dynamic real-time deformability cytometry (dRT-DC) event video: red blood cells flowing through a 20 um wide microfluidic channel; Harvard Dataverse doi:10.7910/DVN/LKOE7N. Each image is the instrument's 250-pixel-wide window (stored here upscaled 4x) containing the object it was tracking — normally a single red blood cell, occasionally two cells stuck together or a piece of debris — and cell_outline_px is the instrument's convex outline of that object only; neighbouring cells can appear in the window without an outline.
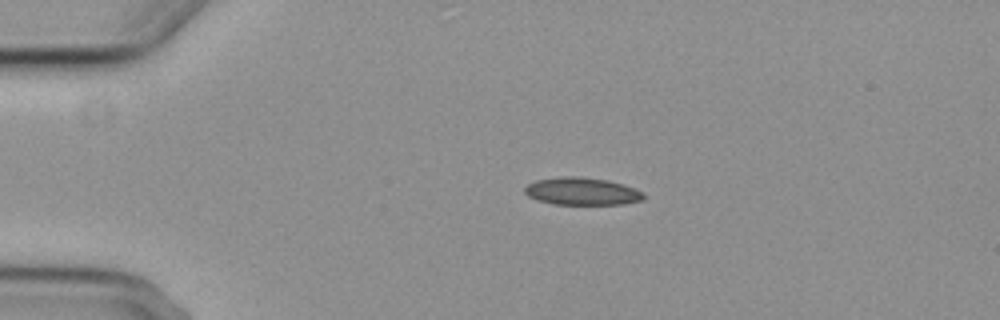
{"species": "common noctule bat (a hibernating species)", "species_latin": "Nyctalus noctula", "temperature_condition": "cold", "stored_images_in_passage": 3, "camera_frame_rate_fps": 3000, "um_per_image_px": 0.085, "animal": {"sex": "female", "body_mass_g": 29.2, "forearm_length_mm": 56.3}, "frame": {"image": 1, "passage_image": 1, "time_ms": 0.0, "image_size_px": [1000, 320], "cell_outline_px": [[644, 200], [624, 204], [552, 204], [536, 200], [528, 196], [524, 192], [524, 188], [528, 184], [536, 180], [564, 176], [580, 176], [604, 180], [624, 184], [640, 192], [644, 196]], "centroid_in_image_um": [49.42, 16.27], "position_along_channel_um": 35.6, "area_um2": 18.96}}
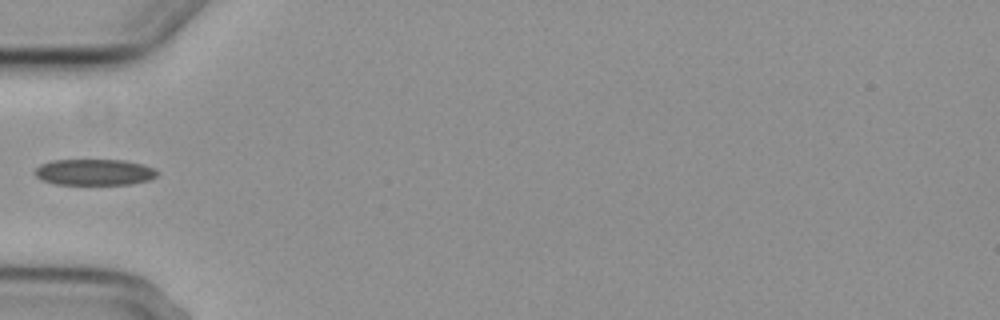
{"frame": {"image": 2, "passage_image": 3, "time_ms": 2.333, "image_size_px": [1000, 320], "cell_outline_px": [[160, 172], [156, 176], [148, 180], [132, 184], [56, 184], [40, 180], [32, 172], [40, 164], [52, 160], [124, 160], [144, 164], [156, 168]], "centroid_in_image_um": [8.03, 14.63], "position_along_channel_um": 77.0, "area_um2": 18.9}}